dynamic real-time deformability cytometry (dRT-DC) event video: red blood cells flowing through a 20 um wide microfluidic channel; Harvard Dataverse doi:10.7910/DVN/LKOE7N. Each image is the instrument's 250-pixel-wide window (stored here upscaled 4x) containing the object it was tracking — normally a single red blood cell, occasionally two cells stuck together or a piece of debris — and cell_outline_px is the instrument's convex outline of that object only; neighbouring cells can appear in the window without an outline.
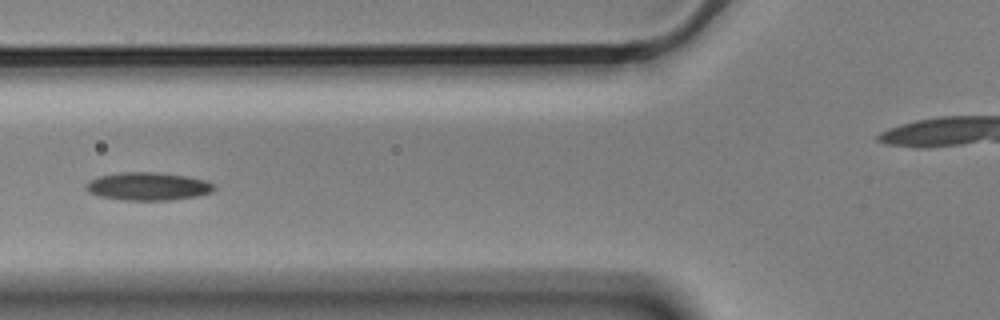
{"species": "Egyptian fruit bat (a non-hibernating species)", "species_latin": "Rousettus aegyptiacus", "temperature_condition": "cold", "stored_images_in_passage": 8, "camera_frame_rate_fps": 3000, "um_per_image_px": 0.085, "animal": {"sex": "male"}, "frame": {"image": 1, "passage_image": 6, "time_ms": 1.667, "image_size_px": [1000, 320], "cell_outline_px": [[216, 188], [212, 192], [196, 196], [168, 200], [124, 200], [100, 196], [88, 192], [84, 188], [92, 180], [100, 176], [120, 172], [156, 172], [188, 176], [204, 180], [212, 184]], "centroid_in_image_um": [12.59, 15.84], "position_along_channel_um": 113.2, "area_um2": 20.69}}
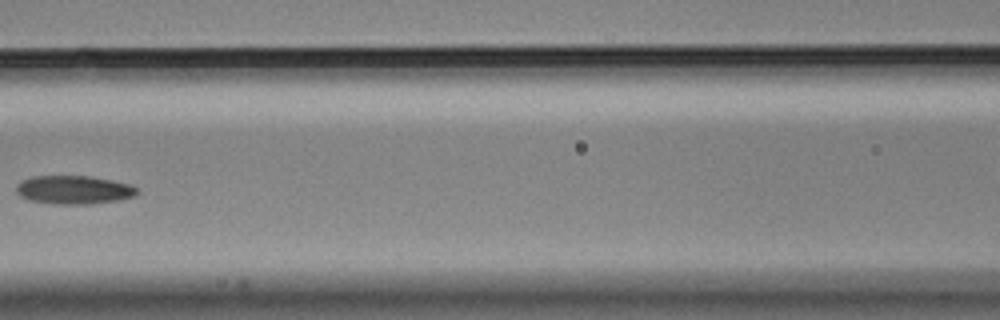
{"frame": {"image": 2, "passage_image": 7, "time_ms": 2.0, "image_size_px": [1000, 320], "cell_outline_px": [[140, 192], [136, 196], [116, 200], [88, 204], [52, 204], [28, 200], [20, 196], [16, 192], [16, 184], [20, 180], [32, 176], [88, 176], [128, 184], [136, 188]], "centroid_in_image_um": [6.21, 16.14], "position_along_channel_um": 160.4, "area_um2": 20.06}}
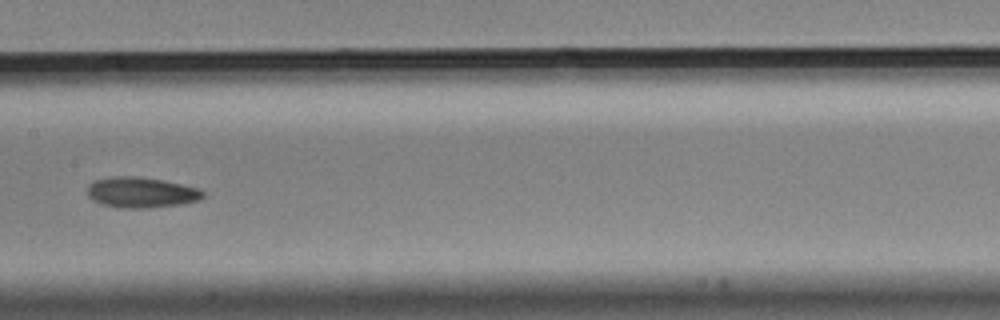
{"frame": {"image": 3, "passage_image": 8, "time_ms": 2.333, "image_size_px": [1000, 320], "cell_outline_px": [[204, 196], [200, 200], [184, 204], [148, 208], [120, 208], [104, 204], [92, 200], [88, 196], [88, 184], [96, 180], [112, 176], [136, 176], [160, 180], [200, 188], [204, 192]], "centroid_in_image_um": [12.02, 16.36], "position_along_channel_um": 195.4, "area_um2": 20.63}}